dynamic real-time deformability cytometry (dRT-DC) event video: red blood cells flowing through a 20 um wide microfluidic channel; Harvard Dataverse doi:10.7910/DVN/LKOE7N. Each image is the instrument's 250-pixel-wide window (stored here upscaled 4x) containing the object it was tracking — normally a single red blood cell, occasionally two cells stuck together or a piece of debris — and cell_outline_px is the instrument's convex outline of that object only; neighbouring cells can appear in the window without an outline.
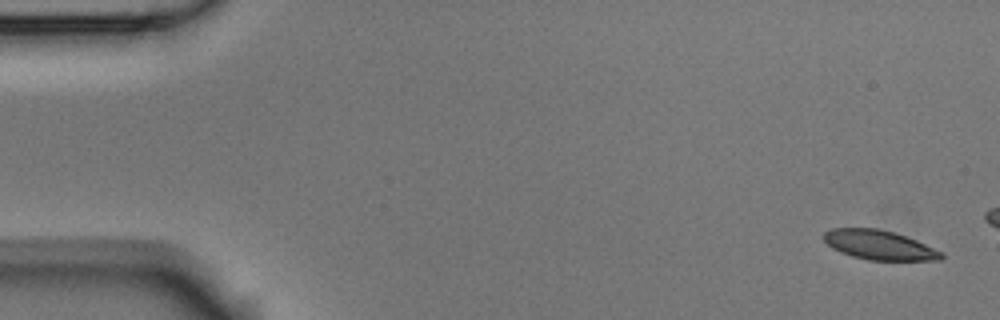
{"species": "Egyptian fruit bat (a non-hibernating species)", "species_latin": "Rousettus aegyptiacus", "temperature_condition": "room temperature", "stored_images_in_passage": 4, "camera_frame_rate_fps": 3000, "um_per_image_px": 0.085, "animal": {"sex": "male"}, "frame": {"image": 1, "passage_image": 1, "time_ms": 0.0, "image_size_px": [1000, 320], "cell_outline_px": [[944, 256], [940, 260], [868, 260], [852, 256], [840, 252], [832, 248], [820, 236], [824, 232], [832, 228], [876, 228], [892, 232], [916, 240], [944, 252]], "centroid_in_image_um": [74.71, 20.82], "position_along_channel_um": 10.3, "area_um2": 20.17}}